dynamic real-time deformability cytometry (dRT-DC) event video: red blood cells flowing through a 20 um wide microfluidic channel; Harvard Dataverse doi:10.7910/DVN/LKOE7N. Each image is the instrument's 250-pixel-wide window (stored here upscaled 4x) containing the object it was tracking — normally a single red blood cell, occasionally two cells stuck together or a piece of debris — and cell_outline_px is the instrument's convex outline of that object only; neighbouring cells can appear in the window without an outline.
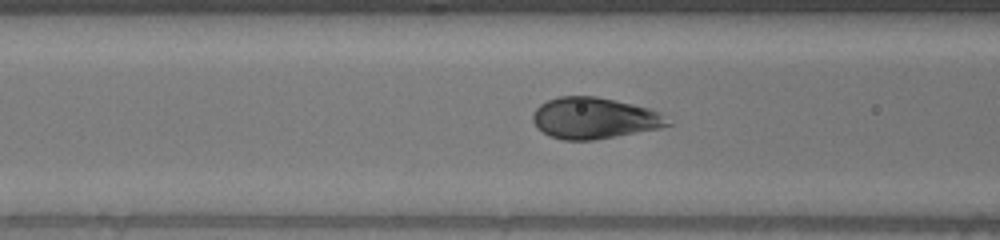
{"species": "human", "species_latin": "Homo sapiens", "temperature_condition": "warm", "stored_images_in_passage": 54, "camera_frame_rate_fps": 3000, "um_per_image_px": 0.085, "donor": {"sex": "male"}, "frame": {"image": 1, "passage_image": 20, "time_ms": 6.333, "image_size_px": [1000, 240], "cell_outline_px": [[672, 124], [660, 128], [596, 140], [564, 140], [548, 136], [536, 128], [532, 120], [532, 116], [536, 108], [540, 104], [548, 100], [560, 96], [596, 96], [632, 104], [648, 108], [660, 112]], "centroid_in_image_um": [50.48, 10.05], "position_along_channel_um": 116.1, "area_um2": 32.54}}
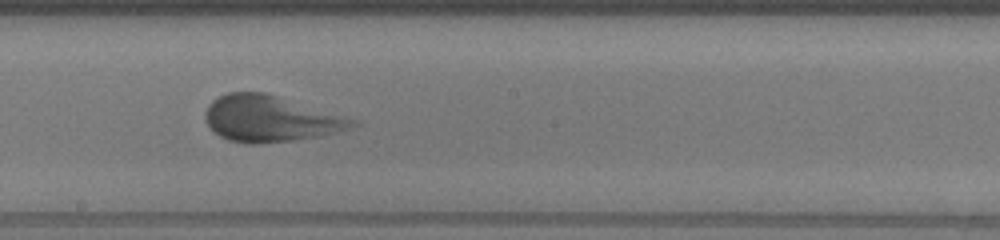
{"frame": {"image": 2, "passage_image": 29, "time_ms": 9.333, "image_size_px": [1000, 240], "cell_outline_px": [[360, 124], [336, 132], [320, 136], [296, 140], [256, 144], [248, 144], [228, 140], [212, 132], [204, 116], [204, 112], [208, 104], [212, 100], [228, 92], [264, 92], [352, 120]], "centroid_in_image_um": [22.84, 10.11], "position_along_channel_um": 225.4, "area_um2": 38.84}}
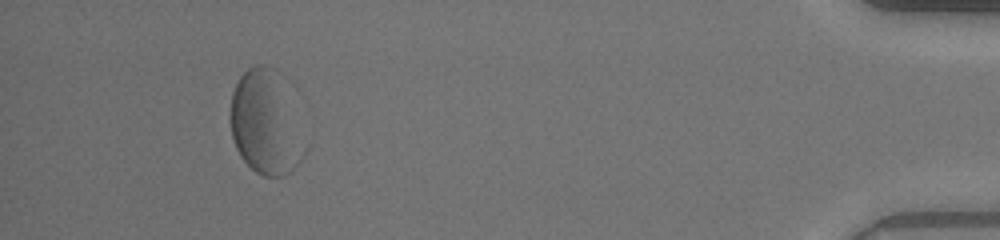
{"frame": {"image": 3, "passage_image": 50, "time_ms": 16.333, "image_size_px": [1000, 240], "cell_outline_px": [[308, 148], [304, 156], [292, 172], [284, 176], [264, 176], [256, 172], [240, 156], [236, 148], [232, 136], [228, 116], [232, 92], [240, 76], [248, 68], [256, 64], [264, 64], [276, 68], [308, 144]], "centroid_in_image_um": [22.58, 10.47], "position_along_channel_um": 412.6, "area_um2": 45.49}}